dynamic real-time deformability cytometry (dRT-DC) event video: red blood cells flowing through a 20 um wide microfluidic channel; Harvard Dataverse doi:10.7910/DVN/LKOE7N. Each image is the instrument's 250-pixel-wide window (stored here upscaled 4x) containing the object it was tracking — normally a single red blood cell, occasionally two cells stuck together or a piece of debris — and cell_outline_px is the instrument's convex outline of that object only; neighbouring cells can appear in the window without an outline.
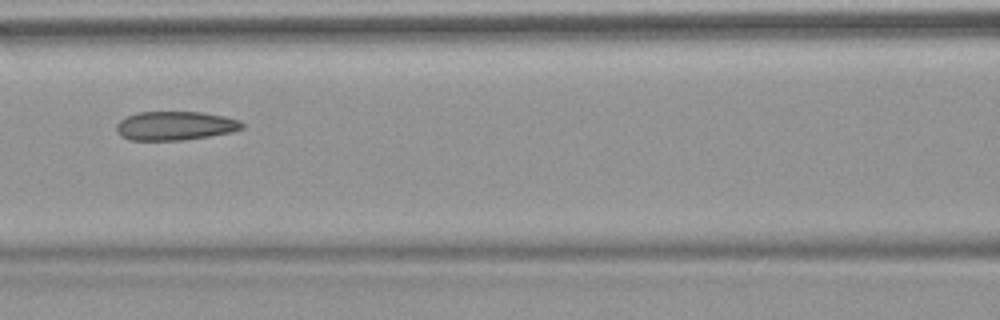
{"species": "common noctule bat (a hibernating species)", "species_latin": "Nyctalus noctula", "temperature_condition": "warm", "stored_images_in_passage": 6, "camera_frame_rate_fps": 3000, "um_per_image_px": 0.085, "animal": {"sex": "female", "body_mass_g": 18.4}, "frame": {"image": 1, "passage_image": 3, "time_ms": 2.333, "image_size_px": [1000, 320], "cell_outline_px": [[244, 128], [232, 132], [184, 140], [128, 140], [120, 136], [116, 132], [116, 124], [120, 120], [136, 112], [204, 112], [224, 116], [240, 120], [244, 124]], "centroid_in_image_um": [14.88, 10.69], "position_along_channel_um": 151.7, "area_um2": 21.33}}
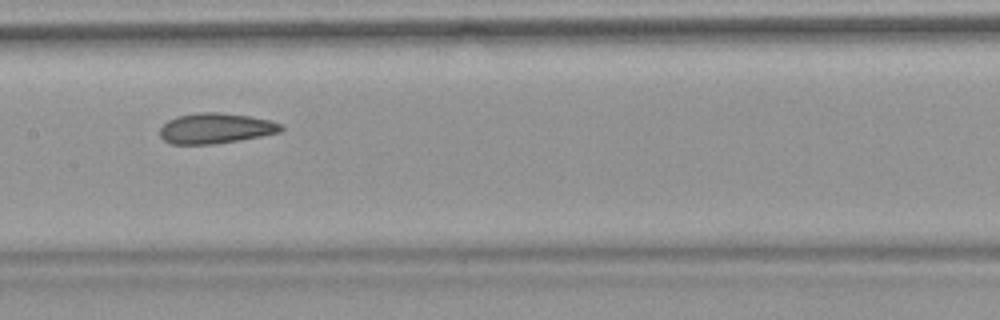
{"frame": {"image": 2, "passage_image": 4, "time_ms": 3.333, "image_size_px": [1000, 320], "cell_outline_px": [[284, 128], [280, 132], [240, 140], [212, 144], [172, 144], [164, 140], [160, 136], [160, 128], [168, 120], [176, 116], [196, 112], [220, 112], [248, 116], [272, 120], [280, 124]], "centroid_in_image_um": [18.31, 10.9], "position_along_channel_um": 189.1, "area_um2": 21.5}}